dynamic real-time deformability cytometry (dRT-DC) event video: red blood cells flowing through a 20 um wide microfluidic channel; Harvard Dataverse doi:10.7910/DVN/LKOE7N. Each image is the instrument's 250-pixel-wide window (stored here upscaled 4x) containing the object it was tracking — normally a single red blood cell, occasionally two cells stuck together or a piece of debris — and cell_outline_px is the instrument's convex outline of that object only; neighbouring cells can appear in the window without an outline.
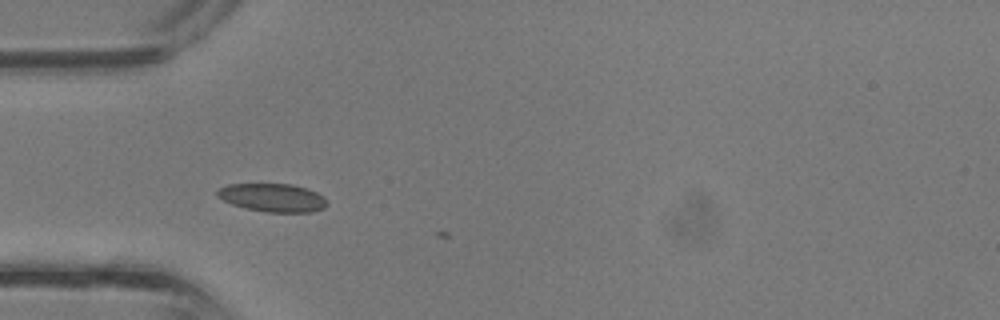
{"species": "common noctule bat (a hibernating species)", "species_latin": "Nyctalus noctula", "temperature_condition": "room temperature", "stored_images_in_passage": 5, "camera_frame_rate_fps": 3000, "um_per_image_px": 0.085, "animal": {"sex": "male", "body_mass_g": 13.3}, "frame": {"image": 1, "passage_image": 4, "time_ms": 1.0, "image_size_px": [1000, 320], "cell_outline_px": [[328, 204], [324, 208], [312, 212], [268, 212], [244, 208], [232, 204], [216, 196], [216, 192], [220, 188], [228, 184], [292, 184], [316, 192], [324, 196]], "centroid_in_image_um": [23.18, 16.8], "position_along_channel_um": 61.8, "area_um2": 18.03}}